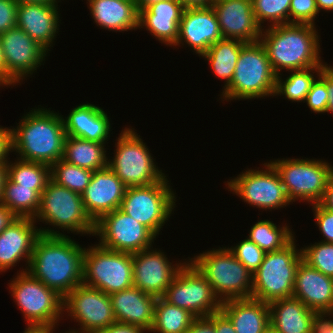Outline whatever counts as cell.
<instances>
[{
    "label": "cell",
    "instance_id": "cell-1",
    "mask_svg": "<svg viewBox=\"0 0 333 333\" xmlns=\"http://www.w3.org/2000/svg\"><path fill=\"white\" fill-rule=\"evenodd\" d=\"M85 247L70 236L40 235L27 271L63 298L82 284Z\"/></svg>",
    "mask_w": 333,
    "mask_h": 333
},
{
    "label": "cell",
    "instance_id": "cell-2",
    "mask_svg": "<svg viewBox=\"0 0 333 333\" xmlns=\"http://www.w3.org/2000/svg\"><path fill=\"white\" fill-rule=\"evenodd\" d=\"M10 126L11 152L16 158L51 166L63 157L66 132L61 113L40 105Z\"/></svg>",
    "mask_w": 333,
    "mask_h": 333
},
{
    "label": "cell",
    "instance_id": "cell-3",
    "mask_svg": "<svg viewBox=\"0 0 333 333\" xmlns=\"http://www.w3.org/2000/svg\"><path fill=\"white\" fill-rule=\"evenodd\" d=\"M318 34L314 25L283 24L263 28L259 41L278 76L281 70L290 72L327 65L320 56Z\"/></svg>",
    "mask_w": 333,
    "mask_h": 333
},
{
    "label": "cell",
    "instance_id": "cell-4",
    "mask_svg": "<svg viewBox=\"0 0 333 333\" xmlns=\"http://www.w3.org/2000/svg\"><path fill=\"white\" fill-rule=\"evenodd\" d=\"M34 221L49 225L47 228L41 225V235L66 236L64 231H71L73 234L94 236L95 223L84 209L81 194L60 186L51 179L41 193L40 208Z\"/></svg>",
    "mask_w": 333,
    "mask_h": 333
},
{
    "label": "cell",
    "instance_id": "cell-5",
    "mask_svg": "<svg viewBox=\"0 0 333 333\" xmlns=\"http://www.w3.org/2000/svg\"><path fill=\"white\" fill-rule=\"evenodd\" d=\"M277 75L260 41L246 43L240 51L233 78L221 92L222 101L274 97Z\"/></svg>",
    "mask_w": 333,
    "mask_h": 333
},
{
    "label": "cell",
    "instance_id": "cell-6",
    "mask_svg": "<svg viewBox=\"0 0 333 333\" xmlns=\"http://www.w3.org/2000/svg\"><path fill=\"white\" fill-rule=\"evenodd\" d=\"M222 302L252 297V273L223 246L188 257Z\"/></svg>",
    "mask_w": 333,
    "mask_h": 333
},
{
    "label": "cell",
    "instance_id": "cell-7",
    "mask_svg": "<svg viewBox=\"0 0 333 333\" xmlns=\"http://www.w3.org/2000/svg\"><path fill=\"white\" fill-rule=\"evenodd\" d=\"M8 284L14 298L12 300L17 303L28 328L55 330L58 323L64 320L63 297L34 278L26 269L17 271V275Z\"/></svg>",
    "mask_w": 333,
    "mask_h": 333
},
{
    "label": "cell",
    "instance_id": "cell-8",
    "mask_svg": "<svg viewBox=\"0 0 333 333\" xmlns=\"http://www.w3.org/2000/svg\"><path fill=\"white\" fill-rule=\"evenodd\" d=\"M115 141L114 157H108V167L126 188L152 185L167 175L159 169L148 146L134 128L125 127Z\"/></svg>",
    "mask_w": 333,
    "mask_h": 333
},
{
    "label": "cell",
    "instance_id": "cell-9",
    "mask_svg": "<svg viewBox=\"0 0 333 333\" xmlns=\"http://www.w3.org/2000/svg\"><path fill=\"white\" fill-rule=\"evenodd\" d=\"M295 242L294 237L282 249L265 253L253 274L252 298L270 304L293 297L296 270L303 259L301 248L298 249Z\"/></svg>",
    "mask_w": 333,
    "mask_h": 333
},
{
    "label": "cell",
    "instance_id": "cell-10",
    "mask_svg": "<svg viewBox=\"0 0 333 333\" xmlns=\"http://www.w3.org/2000/svg\"><path fill=\"white\" fill-rule=\"evenodd\" d=\"M269 162L278 171L291 204L298 200L311 205L320 203L333 172L328 161L293 157Z\"/></svg>",
    "mask_w": 333,
    "mask_h": 333
},
{
    "label": "cell",
    "instance_id": "cell-11",
    "mask_svg": "<svg viewBox=\"0 0 333 333\" xmlns=\"http://www.w3.org/2000/svg\"><path fill=\"white\" fill-rule=\"evenodd\" d=\"M82 283L109 295L131 288L132 254L109 250L99 244L85 247Z\"/></svg>",
    "mask_w": 333,
    "mask_h": 333
},
{
    "label": "cell",
    "instance_id": "cell-12",
    "mask_svg": "<svg viewBox=\"0 0 333 333\" xmlns=\"http://www.w3.org/2000/svg\"><path fill=\"white\" fill-rule=\"evenodd\" d=\"M167 175L148 186L126 188L120 209L148 227L157 237L176 206V193Z\"/></svg>",
    "mask_w": 333,
    "mask_h": 333
},
{
    "label": "cell",
    "instance_id": "cell-13",
    "mask_svg": "<svg viewBox=\"0 0 333 333\" xmlns=\"http://www.w3.org/2000/svg\"><path fill=\"white\" fill-rule=\"evenodd\" d=\"M262 165L264 167L260 170L258 167L242 171L226 182V189L258 210L272 211L287 207L291 203L278 171L270 162Z\"/></svg>",
    "mask_w": 333,
    "mask_h": 333
},
{
    "label": "cell",
    "instance_id": "cell-14",
    "mask_svg": "<svg viewBox=\"0 0 333 333\" xmlns=\"http://www.w3.org/2000/svg\"><path fill=\"white\" fill-rule=\"evenodd\" d=\"M169 304L188 310L195 317L221 311V301L204 275L188 259L162 297Z\"/></svg>",
    "mask_w": 333,
    "mask_h": 333
},
{
    "label": "cell",
    "instance_id": "cell-15",
    "mask_svg": "<svg viewBox=\"0 0 333 333\" xmlns=\"http://www.w3.org/2000/svg\"><path fill=\"white\" fill-rule=\"evenodd\" d=\"M63 311L80 327L66 333H96L116 322L110 295L83 283L63 298Z\"/></svg>",
    "mask_w": 333,
    "mask_h": 333
},
{
    "label": "cell",
    "instance_id": "cell-16",
    "mask_svg": "<svg viewBox=\"0 0 333 333\" xmlns=\"http://www.w3.org/2000/svg\"><path fill=\"white\" fill-rule=\"evenodd\" d=\"M99 245L118 252L136 253L151 248L156 235L120 208L103 215L95 223Z\"/></svg>",
    "mask_w": 333,
    "mask_h": 333
},
{
    "label": "cell",
    "instance_id": "cell-17",
    "mask_svg": "<svg viewBox=\"0 0 333 333\" xmlns=\"http://www.w3.org/2000/svg\"><path fill=\"white\" fill-rule=\"evenodd\" d=\"M0 40L6 59V85L11 88L33 75L37 68L44 65L49 54L18 27L1 34Z\"/></svg>",
    "mask_w": 333,
    "mask_h": 333
},
{
    "label": "cell",
    "instance_id": "cell-18",
    "mask_svg": "<svg viewBox=\"0 0 333 333\" xmlns=\"http://www.w3.org/2000/svg\"><path fill=\"white\" fill-rule=\"evenodd\" d=\"M160 249H145L132 254L133 261V287L155 296L163 297L167 287L172 283L180 268L187 259L172 264Z\"/></svg>",
    "mask_w": 333,
    "mask_h": 333
},
{
    "label": "cell",
    "instance_id": "cell-19",
    "mask_svg": "<svg viewBox=\"0 0 333 333\" xmlns=\"http://www.w3.org/2000/svg\"><path fill=\"white\" fill-rule=\"evenodd\" d=\"M126 187L107 166L93 171L89 185L81 193L84 209L96 223L103 215L120 208Z\"/></svg>",
    "mask_w": 333,
    "mask_h": 333
},
{
    "label": "cell",
    "instance_id": "cell-20",
    "mask_svg": "<svg viewBox=\"0 0 333 333\" xmlns=\"http://www.w3.org/2000/svg\"><path fill=\"white\" fill-rule=\"evenodd\" d=\"M223 39L217 16L211 7L184 9L175 47L188 45L200 57L218 40Z\"/></svg>",
    "mask_w": 333,
    "mask_h": 333
},
{
    "label": "cell",
    "instance_id": "cell-21",
    "mask_svg": "<svg viewBox=\"0 0 333 333\" xmlns=\"http://www.w3.org/2000/svg\"><path fill=\"white\" fill-rule=\"evenodd\" d=\"M35 224L33 218L16 217L0 233V273L17 266L23 259L28 269L34 244L41 235Z\"/></svg>",
    "mask_w": 333,
    "mask_h": 333
},
{
    "label": "cell",
    "instance_id": "cell-22",
    "mask_svg": "<svg viewBox=\"0 0 333 333\" xmlns=\"http://www.w3.org/2000/svg\"><path fill=\"white\" fill-rule=\"evenodd\" d=\"M212 8L217 16L223 38L246 43L260 40L262 28L255 19L252 0H218Z\"/></svg>",
    "mask_w": 333,
    "mask_h": 333
},
{
    "label": "cell",
    "instance_id": "cell-23",
    "mask_svg": "<svg viewBox=\"0 0 333 333\" xmlns=\"http://www.w3.org/2000/svg\"><path fill=\"white\" fill-rule=\"evenodd\" d=\"M56 4L21 3L17 7L16 27L22 29L48 53L58 34L60 9Z\"/></svg>",
    "mask_w": 333,
    "mask_h": 333
},
{
    "label": "cell",
    "instance_id": "cell-24",
    "mask_svg": "<svg viewBox=\"0 0 333 333\" xmlns=\"http://www.w3.org/2000/svg\"><path fill=\"white\" fill-rule=\"evenodd\" d=\"M293 297L316 313H333V278L302 259L296 270Z\"/></svg>",
    "mask_w": 333,
    "mask_h": 333
},
{
    "label": "cell",
    "instance_id": "cell-25",
    "mask_svg": "<svg viewBox=\"0 0 333 333\" xmlns=\"http://www.w3.org/2000/svg\"><path fill=\"white\" fill-rule=\"evenodd\" d=\"M110 299L116 322L151 330L157 297L132 286L110 294Z\"/></svg>",
    "mask_w": 333,
    "mask_h": 333
},
{
    "label": "cell",
    "instance_id": "cell-26",
    "mask_svg": "<svg viewBox=\"0 0 333 333\" xmlns=\"http://www.w3.org/2000/svg\"><path fill=\"white\" fill-rule=\"evenodd\" d=\"M184 7L178 0H164L139 12L138 29L146 28L151 36L166 46L174 47Z\"/></svg>",
    "mask_w": 333,
    "mask_h": 333
},
{
    "label": "cell",
    "instance_id": "cell-27",
    "mask_svg": "<svg viewBox=\"0 0 333 333\" xmlns=\"http://www.w3.org/2000/svg\"><path fill=\"white\" fill-rule=\"evenodd\" d=\"M61 116L66 136L108 144L112 126L103 108L82 103L71 109L67 117Z\"/></svg>",
    "mask_w": 333,
    "mask_h": 333
},
{
    "label": "cell",
    "instance_id": "cell-28",
    "mask_svg": "<svg viewBox=\"0 0 333 333\" xmlns=\"http://www.w3.org/2000/svg\"><path fill=\"white\" fill-rule=\"evenodd\" d=\"M94 23L101 29L127 32L138 29L139 13L134 0H87Z\"/></svg>",
    "mask_w": 333,
    "mask_h": 333
},
{
    "label": "cell",
    "instance_id": "cell-29",
    "mask_svg": "<svg viewBox=\"0 0 333 333\" xmlns=\"http://www.w3.org/2000/svg\"><path fill=\"white\" fill-rule=\"evenodd\" d=\"M221 311L233 323L236 333H264L270 326L269 305L252 297L222 302Z\"/></svg>",
    "mask_w": 333,
    "mask_h": 333
},
{
    "label": "cell",
    "instance_id": "cell-30",
    "mask_svg": "<svg viewBox=\"0 0 333 333\" xmlns=\"http://www.w3.org/2000/svg\"><path fill=\"white\" fill-rule=\"evenodd\" d=\"M270 325L279 333H312L316 312L300 300L290 297L271 302Z\"/></svg>",
    "mask_w": 333,
    "mask_h": 333
},
{
    "label": "cell",
    "instance_id": "cell-31",
    "mask_svg": "<svg viewBox=\"0 0 333 333\" xmlns=\"http://www.w3.org/2000/svg\"><path fill=\"white\" fill-rule=\"evenodd\" d=\"M105 147L106 143L66 136L62 160L91 171L104 169L108 166V154Z\"/></svg>",
    "mask_w": 333,
    "mask_h": 333
},
{
    "label": "cell",
    "instance_id": "cell-32",
    "mask_svg": "<svg viewBox=\"0 0 333 333\" xmlns=\"http://www.w3.org/2000/svg\"><path fill=\"white\" fill-rule=\"evenodd\" d=\"M246 44L239 39L223 38L213 44L200 58L209 62L215 76L224 80V91L230 84L241 48Z\"/></svg>",
    "mask_w": 333,
    "mask_h": 333
},
{
    "label": "cell",
    "instance_id": "cell-33",
    "mask_svg": "<svg viewBox=\"0 0 333 333\" xmlns=\"http://www.w3.org/2000/svg\"><path fill=\"white\" fill-rule=\"evenodd\" d=\"M40 198L41 196L31 187L21 186L5 177L0 203L16 217L34 219L40 208Z\"/></svg>",
    "mask_w": 333,
    "mask_h": 333
},
{
    "label": "cell",
    "instance_id": "cell-34",
    "mask_svg": "<svg viewBox=\"0 0 333 333\" xmlns=\"http://www.w3.org/2000/svg\"><path fill=\"white\" fill-rule=\"evenodd\" d=\"M6 176L14 183L31 187L40 196L50 178L48 164L16 159L6 161Z\"/></svg>",
    "mask_w": 333,
    "mask_h": 333
},
{
    "label": "cell",
    "instance_id": "cell-35",
    "mask_svg": "<svg viewBox=\"0 0 333 333\" xmlns=\"http://www.w3.org/2000/svg\"><path fill=\"white\" fill-rule=\"evenodd\" d=\"M194 318L188 310L171 305L162 297L157 298L154 322L149 332L186 333Z\"/></svg>",
    "mask_w": 333,
    "mask_h": 333
},
{
    "label": "cell",
    "instance_id": "cell-36",
    "mask_svg": "<svg viewBox=\"0 0 333 333\" xmlns=\"http://www.w3.org/2000/svg\"><path fill=\"white\" fill-rule=\"evenodd\" d=\"M289 227L285 223L280 227L273 221L267 219L259 220L251 227L247 238L265 253L277 251L286 246L295 237V232Z\"/></svg>",
    "mask_w": 333,
    "mask_h": 333
},
{
    "label": "cell",
    "instance_id": "cell-37",
    "mask_svg": "<svg viewBox=\"0 0 333 333\" xmlns=\"http://www.w3.org/2000/svg\"><path fill=\"white\" fill-rule=\"evenodd\" d=\"M323 68L324 67H310L302 70L290 71L291 73H289V76L283 79L282 74L281 76L278 75L274 97L283 95L292 103H301L302 101L305 103L307 93L310 91L312 83L319 76Z\"/></svg>",
    "mask_w": 333,
    "mask_h": 333
},
{
    "label": "cell",
    "instance_id": "cell-38",
    "mask_svg": "<svg viewBox=\"0 0 333 333\" xmlns=\"http://www.w3.org/2000/svg\"><path fill=\"white\" fill-rule=\"evenodd\" d=\"M93 171L60 159L50 166V178L56 184L81 194L90 183Z\"/></svg>",
    "mask_w": 333,
    "mask_h": 333
},
{
    "label": "cell",
    "instance_id": "cell-39",
    "mask_svg": "<svg viewBox=\"0 0 333 333\" xmlns=\"http://www.w3.org/2000/svg\"><path fill=\"white\" fill-rule=\"evenodd\" d=\"M290 2L291 0H252V8L259 26L262 29L266 28V22L268 27L290 24Z\"/></svg>",
    "mask_w": 333,
    "mask_h": 333
},
{
    "label": "cell",
    "instance_id": "cell-40",
    "mask_svg": "<svg viewBox=\"0 0 333 333\" xmlns=\"http://www.w3.org/2000/svg\"><path fill=\"white\" fill-rule=\"evenodd\" d=\"M301 252L305 262L333 278V243L318 241L301 247Z\"/></svg>",
    "mask_w": 333,
    "mask_h": 333
},
{
    "label": "cell",
    "instance_id": "cell-41",
    "mask_svg": "<svg viewBox=\"0 0 333 333\" xmlns=\"http://www.w3.org/2000/svg\"><path fill=\"white\" fill-rule=\"evenodd\" d=\"M227 248L252 275L259 269L265 255V252L247 237L238 244Z\"/></svg>",
    "mask_w": 333,
    "mask_h": 333
},
{
    "label": "cell",
    "instance_id": "cell-42",
    "mask_svg": "<svg viewBox=\"0 0 333 333\" xmlns=\"http://www.w3.org/2000/svg\"><path fill=\"white\" fill-rule=\"evenodd\" d=\"M319 16L316 0H291L290 24L315 25L316 16Z\"/></svg>",
    "mask_w": 333,
    "mask_h": 333
},
{
    "label": "cell",
    "instance_id": "cell-43",
    "mask_svg": "<svg viewBox=\"0 0 333 333\" xmlns=\"http://www.w3.org/2000/svg\"><path fill=\"white\" fill-rule=\"evenodd\" d=\"M305 102L313 113L324 114L327 112L328 90L326 84L319 77L312 83Z\"/></svg>",
    "mask_w": 333,
    "mask_h": 333
},
{
    "label": "cell",
    "instance_id": "cell-44",
    "mask_svg": "<svg viewBox=\"0 0 333 333\" xmlns=\"http://www.w3.org/2000/svg\"><path fill=\"white\" fill-rule=\"evenodd\" d=\"M315 224L323 238L321 242L333 243V211L325 209L320 203L312 205Z\"/></svg>",
    "mask_w": 333,
    "mask_h": 333
},
{
    "label": "cell",
    "instance_id": "cell-45",
    "mask_svg": "<svg viewBox=\"0 0 333 333\" xmlns=\"http://www.w3.org/2000/svg\"><path fill=\"white\" fill-rule=\"evenodd\" d=\"M17 7L14 0H0V35L16 27Z\"/></svg>",
    "mask_w": 333,
    "mask_h": 333
},
{
    "label": "cell",
    "instance_id": "cell-46",
    "mask_svg": "<svg viewBox=\"0 0 333 333\" xmlns=\"http://www.w3.org/2000/svg\"><path fill=\"white\" fill-rule=\"evenodd\" d=\"M186 333H216L215 313L204 317H195Z\"/></svg>",
    "mask_w": 333,
    "mask_h": 333
},
{
    "label": "cell",
    "instance_id": "cell-47",
    "mask_svg": "<svg viewBox=\"0 0 333 333\" xmlns=\"http://www.w3.org/2000/svg\"><path fill=\"white\" fill-rule=\"evenodd\" d=\"M312 333H333V313H316Z\"/></svg>",
    "mask_w": 333,
    "mask_h": 333
},
{
    "label": "cell",
    "instance_id": "cell-48",
    "mask_svg": "<svg viewBox=\"0 0 333 333\" xmlns=\"http://www.w3.org/2000/svg\"><path fill=\"white\" fill-rule=\"evenodd\" d=\"M318 77L326 84L328 90L327 113H333V66L327 64Z\"/></svg>",
    "mask_w": 333,
    "mask_h": 333
},
{
    "label": "cell",
    "instance_id": "cell-49",
    "mask_svg": "<svg viewBox=\"0 0 333 333\" xmlns=\"http://www.w3.org/2000/svg\"><path fill=\"white\" fill-rule=\"evenodd\" d=\"M10 129L0 125V163H6L11 152Z\"/></svg>",
    "mask_w": 333,
    "mask_h": 333
},
{
    "label": "cell",
    "instance_id": "cell-50",
    "mask_svg": "<svg viewBox=\"0 0 333 333\" xmlns=\"http://www.w3.org/2000/svg\"><path fill=\"white\" fill-rule=\"evenodd\" d=\"M96 333H149V332L139 326L115 322L106 329L97 331Z\"/></svg>",
    "mask_w": 333,
    "mask_h": 333
},
{
    "label": "cell",
    "instance_id": "cell-51",
    "mask_svg": "<svg viewBox=\"0 0 333 333\" xmlns=\"http://www.w3.org/2000/svg\"><path fill=\"white\" fill-rule=\"evenodd\" d=\"M215 332L236 333L233 323L222 311L215 313Z\"/></svg>",
    "mask_w": 333,
    "mask_h": 333
},
{
    "label": "cell",
    "instance_id": "cell-52",
    "mask_svg": "<svg viewBox=\"0 0 333 333\" xmlns=\"http://www.w3.org/2000/svg\"><path fill=\"white\" fill-rule=\"evenodd\" d=\"M320 204L328 210L333 211V172L329 178L328 185L326 187L324 196L320 201Z\"/></svg>",
    "mask_w": 333,
    "mask_h": 333
},
{
    "label": "cell",
    "instance_id": "cell-53",
    "mask_svg": "<svg viewBox=\"0 0 333 333\" xmlns=\"http://www.w3.org/2000/svg\"><path fill=\"white\" fill-rule=\"evenodd\" d=\"M15 218H16V216L5 205L0 203V233Z\"/></svg>",
    "mask_w": 333,
    "mask_h": 333
},
{
    "label": "cell",
    "instance_id": "cell-54",
    "mask_svg": "<svg viewBox=\"0 0 333 333\" xmlns=\"http://www.w3.org/2000/svg\"><path fill=\"white\" fill-rule=\"evenodd\" d=\"M184 9L211 7L213 0H178Z\"/></svg>",
    "mask_w": 333,
    "mask_h": 333
},
{
    "label": "cell",
    "instance_id": "cell-55",
    "mask_svg": "<svg viewBox=\"0 0 333 333\" xmlns=\"http://www.w3.org/2000/svg\"><path fill=\"white\" fill-rule=\"evenodd\" d=\"M0 81L6 84V59L0 40Z\"/></svg>",
    "mask_w": 333,
    "mask_h": 333
},
{
    "label": "cell",
    "instance_id": "cell-56",
    "mask_svg": "<svg viewBox=\"0 0 333 333\" xmlns=\"http://www.w3.org/2000/svg\"><path fill=\"white\" fill-rule=\"evenodd\" d=\"M134 1L136 4L137 12L139 13L142 10H146L151 5L164 1V0H134Z\"/></svg>",
    "mask_w": 333,
    "mask_h": 333
},
{
    "label": "cell",
    "instance_id": "cell-57",
    "mask_svg": "<svg viewBox=\"0 0 333 333\" xmlns=\"http://www.w3.org/2000/svg\"><path fill=\"white\" fill-rule=\"evenodd\" d=\"M318 12L326 11V12H333V0H316Z\"/></svg>",
    "mask_w": 333,
    "mask_h": 333
},
{
    "label": "cell",
    "instance_id": "cell-58",
    "mask_svg": "<svg viewBox=\"0 0 333 333\" xmlns=\"http://www.w3.org/2000/svg\"><path fill=\"white\" fill-rule=\"evenodd\" d=\"M17 4L30 3V4H58L61 0H14Z\"/></svg>",
    "mask_w": 333,
    "mask_h": 333
},
{
    "label": "cell",
    "instance_id": "cell-59",
    "mask_svg": "<svg viewBox=\"0 0 333 333\" xmlns=\"http://www.w3.org/2000/svg\"><path fill=\"white\" fill-rule=\"evenodd\" d=\"M5 177H6V163H0V202H1L2 188Z\"/></svg>",
    "mask_w": 333,
    "mask_h": 333
},
{
    "label": "cell",
    "instance_id": "cell-60",
    "mask_svg": "<svg viewBox=\"0 0 333 333\" xmlns=\"http://www.w3.org/2000/svg\"><path fill=\"white\" fill-rule=\"evenodd\" d=\"M55 330L48 328H25L23 333H54Z\"/></svg>",
    "mask_w": 333,
    "mask_h": 333
},
{
    "label": "cell",
    "instance_id": "cell-61",
    "mask_svg": "<svg viewBox=\"0 0 333 333\" xmlns=\"http://www.w3.org/2000/svg\"><path fill=\"white\" fill-rule=\"evenodd\" d=\"M264 333H279L276 329H274L271 325L264 331Z\"/></svg>",
    "mask_w": 333,
    "mask_h": 333
},
{
    "label": "cell",
    "instance_id": "cell-62",
    "mask_svg": "<svg viewBox=\"0 0 333 333\" xmlns=\"http://www.w3.org/2000/svg\"><path fill=\"white\" fill-rule=\"evenodd\" d=\"M5 86L8 88V86L5 83H3V82L0 81V88H2V87L5 88Z\"/></svg>",
    "mask_w": 333,
    "mask_h": 333
}]
</instances>
